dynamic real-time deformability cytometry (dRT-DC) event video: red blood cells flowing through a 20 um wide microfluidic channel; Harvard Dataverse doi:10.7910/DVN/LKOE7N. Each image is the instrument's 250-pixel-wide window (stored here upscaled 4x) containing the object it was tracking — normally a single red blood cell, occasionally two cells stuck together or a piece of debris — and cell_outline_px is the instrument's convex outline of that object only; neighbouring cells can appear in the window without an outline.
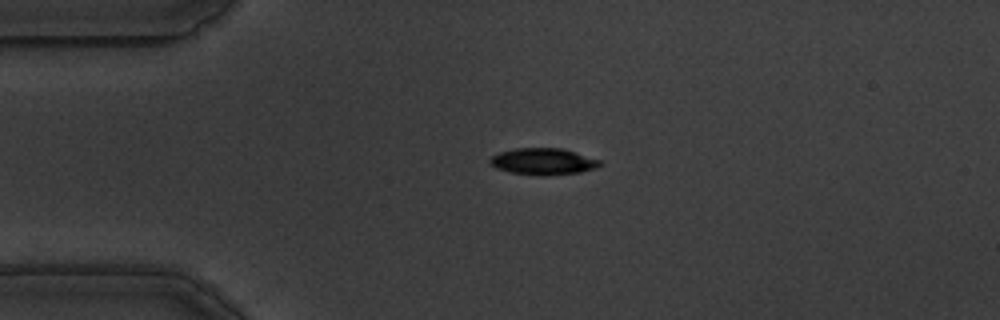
{"species": "common noctule bat (a hibernating species)", "species_latin": "Nyctalus noctula", "temperature_condition": "warm", "stored_images_in_passage": 46, "camera_frame_rate_fps": 3000, "um_per_image_px": 0.085, "animal": {"sex": "male", "body_mass_g": 19.5, "forearm_length_mm": 54.6}, "frame": {"image": 1, "passage_image": 2, "time_ms": 0.333, "image_size_px": [1000, 320], "cell_outline_px": [[604, 164], [596, 168], [580, 172], [548, 176], [540, 176], [508, 172], [496, 168], [488, 160], [492, 156], [500, 152], [516, 148], [560, 148], [600, 160]], "centroid_in_image_um": [46.17, 13.74], "position_along_channel_um": 38.8, "area_um2": 17.05}}
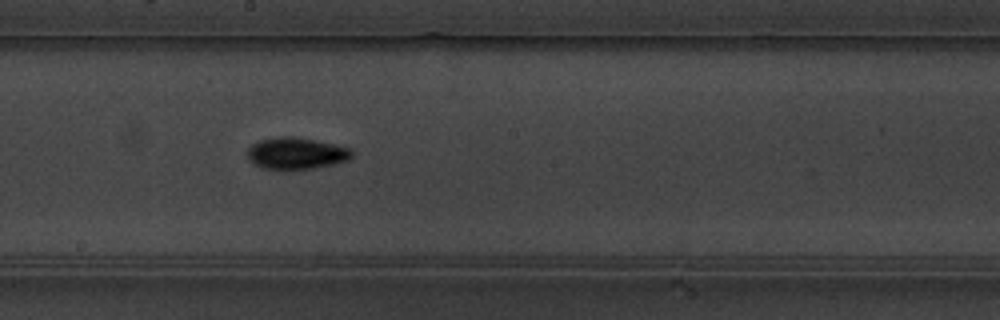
{"frame": {"image": 2, "passage_image": 20, "time_ms": 6.333, "image_size_px": [1000, 320], "cell_outline_px": [[352, 156], [348, 160], [332, 164], [312, 168], [264, 168], [256, 164], [248, 156], [248, 148], [252, 144], [260, 140], [276, 136], [296, 136], [336, 144], [352, 148]], "centroid_in_image_um": [25.22, 12.99], "position_along_channel_um": 223.0, "area_um2": 19.02}}
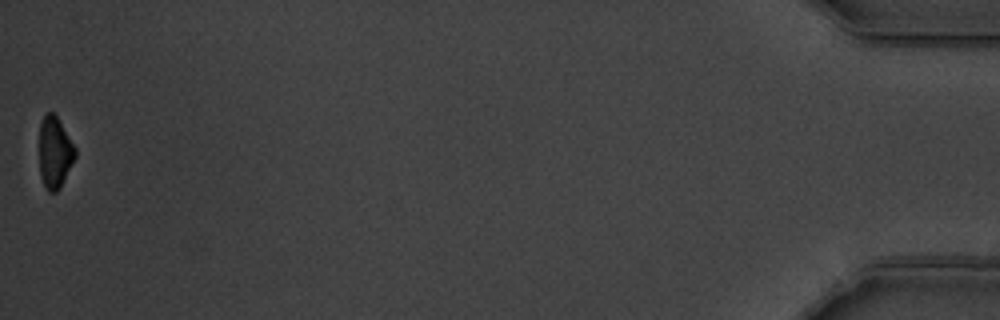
{"frame": {"image": 3, "passage_image": 46, "time_ms": 15.0, "image_size_px": [1000, 320], "cell_outline_px": [[76, 156], [60, 188], [56, 192], [48, 192], [40, 176], [40, 124], [44, 116], [48, 112], [52, 112], [56, 116], [76, 148]], "centroid_in_image_um": [4.66, 12.98], "position_along_channel_um": 430.5, "area_um2": 14.74}, "authors_computed_cell_mechanics": {"area_um2": 17.3978, "velocity_mm_per_s": 3.5268, "shape_relaxation_time_tau1_ms": 3.6803, "shape_relaxation_time_tau2_ms": 5.3507, "deformation_change_tau1": 0.1514, "deformation_change_tau2": 0.1024}}